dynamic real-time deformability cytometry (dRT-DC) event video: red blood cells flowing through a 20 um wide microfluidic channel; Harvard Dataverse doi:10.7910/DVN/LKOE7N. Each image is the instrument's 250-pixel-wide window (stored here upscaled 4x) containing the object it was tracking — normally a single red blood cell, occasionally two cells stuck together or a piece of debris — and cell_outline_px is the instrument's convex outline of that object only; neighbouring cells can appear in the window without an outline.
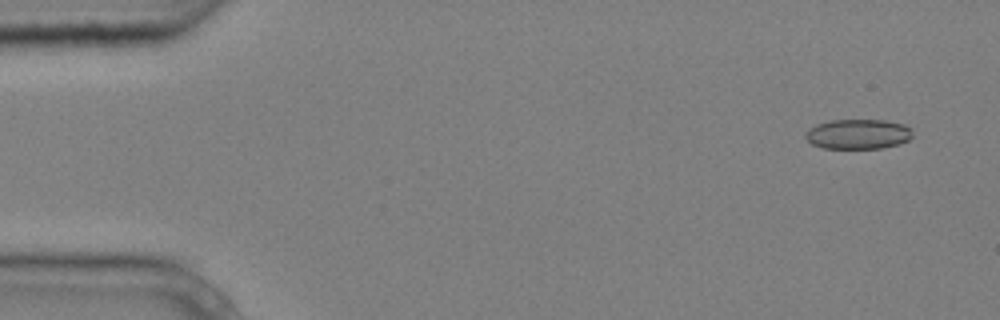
{"species": "common noctule bat (a hibernating species)", "species_latin": "Nyctalus noctula", "temperature_condition": "cold", "stored_images_in_passage": 6, "camera_frame_rate_fps": 3000, "um_per_image_px": 0.085, "animal": {"sex": "male", "body_mass_g": 20.4}, "frame": {"image": 1, "passage_image": 2, "time_ms": 0.333, "image_size_px": [1000, 320], "cell_outline_px": [[912, 136], [908, 140], [900, 144], [880, 148], [824, 148], [812, 144], [804, 136], [816, 124], [832, 120], [884, 120], [904, 124], [912, 128]], "centroid_in_image_um": [72.98, 11.39], "position_along_channel_um": 12.0, "area_um2": 18.55}}
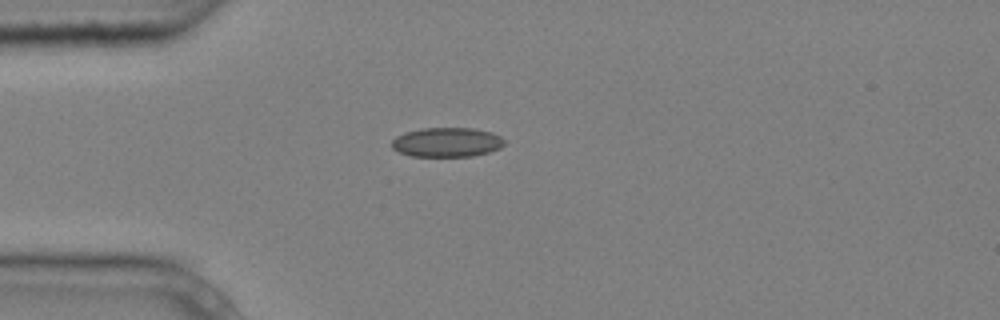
{"frame": {"image": 2, "passage_image": 5, "time_ms": 1.333, "image_size_px": [1000, 320], "cell_outline_px": [[504, 144], [500, 148], [488, 152], [472, 156], [412, 156], [400, 152], [392, 148], [392, 140], [396, 136], [404, 132], [420, 128], [476, 128], [492, 132], [500, 136], [504, 140]], "centroid_in_image_um": [37.98, 12.08], "position_along_channel_um": 47.0, "area_um2": 19.36}}